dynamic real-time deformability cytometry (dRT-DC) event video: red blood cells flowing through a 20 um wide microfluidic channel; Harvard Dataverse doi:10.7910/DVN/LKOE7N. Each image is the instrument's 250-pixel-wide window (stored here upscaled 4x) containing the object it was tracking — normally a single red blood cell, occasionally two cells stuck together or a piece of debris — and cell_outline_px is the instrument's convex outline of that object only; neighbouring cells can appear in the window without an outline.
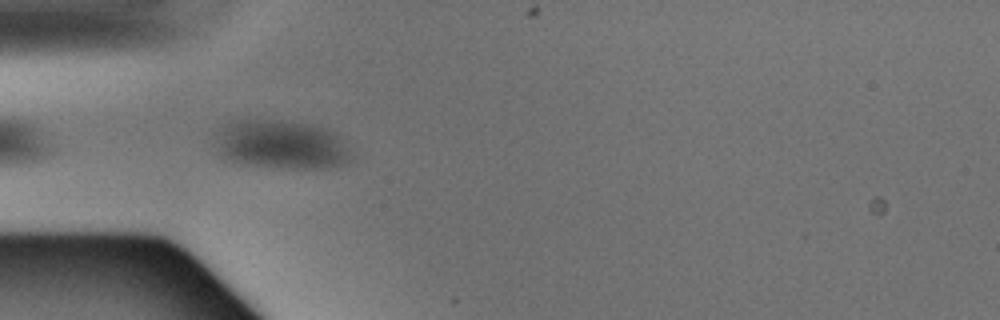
{"species": "Egyptian fruit bat (a non-hibernating species)", "species_latin": "Rousettus aegyptiacus", "temperature_condition": "warm", "stored_images_in_passage": 6, "camera_frame_rate_fps": 3000, "um_per_image_px": 0.085, "animal": {"sex": "male"}, "frame": {"image": 1, "passage_image": 4, "time_ms": 1.0, "image_size_px": [1000, 320], "cell_outline_px": [[352, 156], [348, 160], [340, 164], [320, 168], [288, 168], [236, 164], [220, 160], [212, 152], [212, 132], [236, 120], [280, 120], [312, 124], [328, 128], [336, 132], [340, 136]], "centroid_in_image_um": [23.72, 12.29], "position_along_channel_um": 61.3, "area_um2": 40.06}}
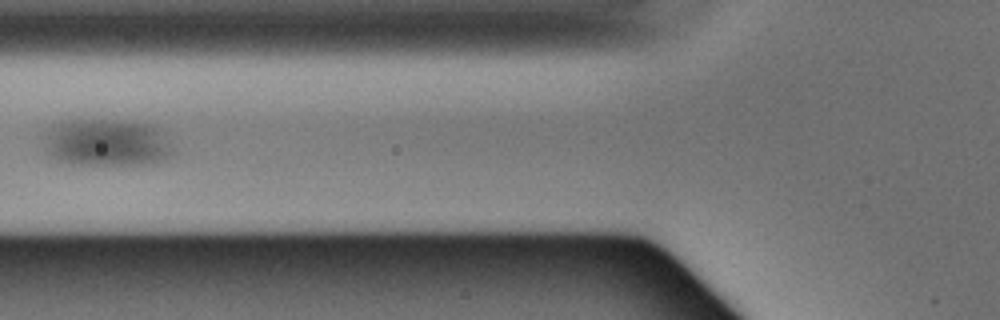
{"frame": {"image": 2, "passage_image": 5, "time_ms": 1.333, "image_size_px": [1000, 320], "cell_outline_px": [[176, 156], [152, 164], [112, 168], [60, 164], [48, 156], [44, 148], [44, 128], [52, 124], [64, 120], [120, 120], [152, 124], [160, 128], [164, 132], [176, 152]], "centroid_in_image_um": [9.06, 12.19], "position_along_channel_um": 116.7, "area_um2": 38.38}}
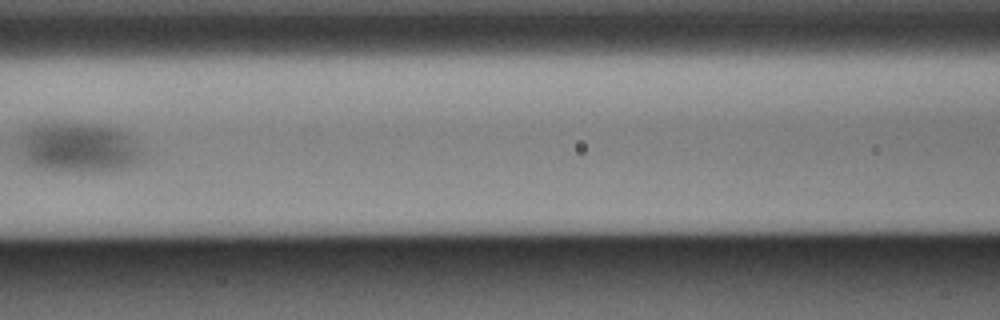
{"frame": {"image": 3, "passage_image": 6, "time_ms": 1.667, "image_size_px": [1000, 320], "cell_outline_px": [[140, 156], [136, 164], [120, 168], [92, 172], [36, 168], [24, 164], [20, 156], [12, 136], [36, 120], [64, 120], [120, 128], [128, 132], [140, 152]], "centroid_in_image_um": [6.4, 12.45], "position_along_channel_um": 160.2, "area_um2": 37.97}}